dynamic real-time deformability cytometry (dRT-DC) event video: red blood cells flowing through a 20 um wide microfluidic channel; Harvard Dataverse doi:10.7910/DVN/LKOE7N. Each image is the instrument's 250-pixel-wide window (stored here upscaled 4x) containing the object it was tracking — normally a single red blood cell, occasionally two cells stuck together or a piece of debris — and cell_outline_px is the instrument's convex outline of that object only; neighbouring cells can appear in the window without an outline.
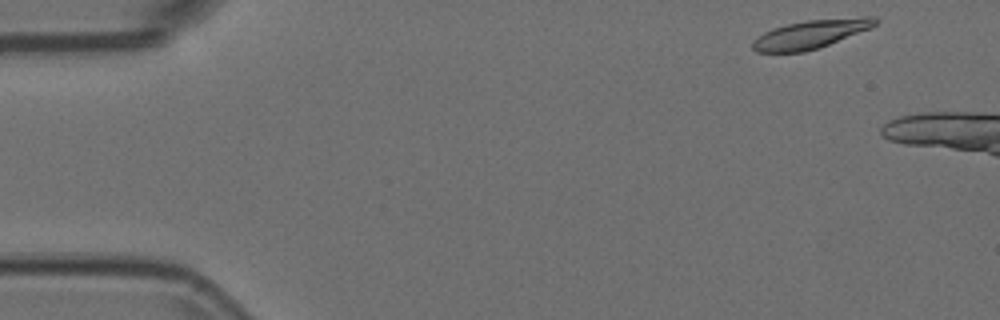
{"species": "Egyptian fruit bat (a non-hibernating species)", "species_latin": "Rousettus aegyptiacus", "temperature_condition": "room temperature", "stored_images_in_passage": 8, "camera_frame_rate_fps": 3000, "um_per_image_px": 0.085, "animal": {"sex": "female"}, "frame": {"image": 1, "passage_image": 2, "time_ms": 0.333, "image_size_px": [1000, 320], "cell_outline_px": [[876, 24], [872, 28], [828, 44], [804, 52], [756, 52], [752, 48], [752, 40], [764, 32], [772, 28], [788, 24], [808, 20], [864, 16], [872, 16], [876, 20]], "centroid_in_image_um": [68.89, 2.9], "position_along_channel_um": 16.1, "area_um2": 20.23}}